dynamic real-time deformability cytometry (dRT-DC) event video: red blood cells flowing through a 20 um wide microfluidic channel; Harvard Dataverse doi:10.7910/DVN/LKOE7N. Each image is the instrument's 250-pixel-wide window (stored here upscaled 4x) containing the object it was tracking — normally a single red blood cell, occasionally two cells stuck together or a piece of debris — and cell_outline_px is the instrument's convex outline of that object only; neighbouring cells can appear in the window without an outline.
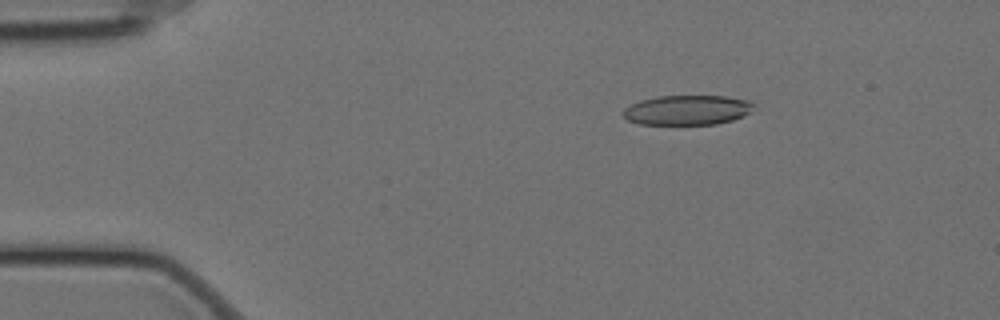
{"species": "Egyptian fruit bat (a non-hibernating species)", "species_latin": "Rousettus aegyptiacus", "temperature_condition": "cold", "stored_images_in_passage": 58, "camera_frame_rate_fps": 3000, "um_per_image_px": 0.085, "animal": {"sex": "female"}, "frame": {"image": 1, "passage_image": 9, "time_ms": 2.667, "image_size_px": [1000, 320], "cell_outline_px": [[752, 104], [748, 112], [744, 116], [732, 120], [716, 124], [640, 124], [628, 120], [620, 112], [624, 108], [640, 100], [656, 96], [724, 96], [748, 100]], "centroid_in_image_um": [58.35, 9.35], "position_along_channel_um": 26.6, "area_um2": 22.48}}
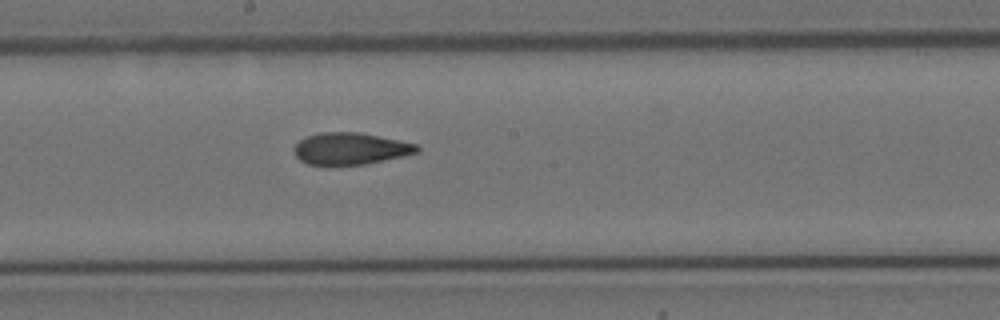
{"frame": {"image": 2, "passage_image": 31, "time_ms": 10.0, "image_size_px": [1000, 320], "cell_outline_px": [[420, 152], [364, 164], [328, 168], [308, 164], [300, 160], [296, 156], [292, 148], [300, 140], [308, 136], [320, 132], [356, 132], [416, 144], [420, 148]], "centroid_in_image_um": [29.7, 12.68], "position_along_channel_um": 218.5, "area_um2": 23.12}}
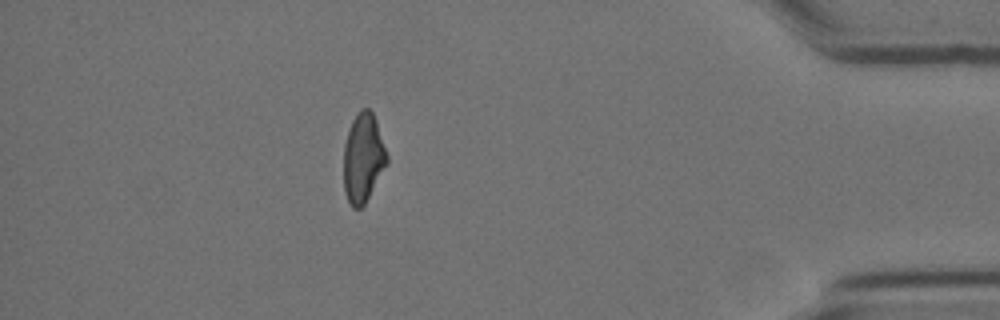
{"frame": {"image": 3, "passage_image": 51, "time_ms": 16.667, "image_size_px": [1000, 320], "cell_outline_px": [[388, 164], [364, 204], [360, 208], [352, 208], [344, 192], [344, 144], [352, 120], [360, 108], [368, 108], [372, 112], [376, 120], [388, 156]], "centroid_in_image_um": [30.87, 13.42], "position_along_channel_um": 404.3, "area_um2": 22.48}, "authors_computed_cell_mechanics": {"area_um2": 23.1489, "velocity_mm_per_s": 3.4759, "shape_relaxation_time_tau1_ms": null, "shape_relaxation_time_tau2_ms": 3.6827, "deformation_change_tau1": null, "deformation_change_tau2": 0.1119}}